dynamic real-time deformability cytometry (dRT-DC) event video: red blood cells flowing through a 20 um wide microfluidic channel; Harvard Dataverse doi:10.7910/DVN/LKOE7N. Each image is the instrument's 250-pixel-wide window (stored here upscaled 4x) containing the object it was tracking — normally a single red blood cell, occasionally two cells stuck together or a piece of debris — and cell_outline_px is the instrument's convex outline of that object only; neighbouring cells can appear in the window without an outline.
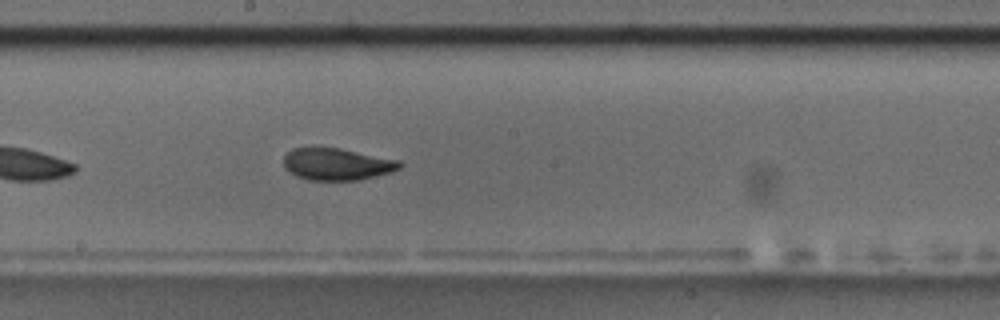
{"species": "common noctule bat (a hibernating species)", "species_latin": "Nyctalus noctula", "temperature_condition": "room temperature", "stored_images_in_passage": 36, "camera_frame_rate_fps": 3000, "um_per_image_px": 0.085, "animal": {"sex": "male", "body_mass_g": 17.5, "forearm_length_mm": 52.3}, "frame": {"image": 1, "passage_image": 16, "time_ms": 5.0, "image_size_px": [1000, 320], "cell_outline_px": [[404, 164], [400, 168], [392, 172], [360, 180], [308, 180], [296, 176], [284, 168], [284, 156], [292, 148], [316, 144], [340, 148], [400, 160]], "centroid_in_image_um": [28.61, 13.91], "position_along_channel_um": 219.6, "area_um2": 22.43}, "authors_computed_cell_mechanics": {"area_um2": 21.1259, "velocity_mm_per_s": 3.7123, "shape_relaxation_time_tau1_ms": null, "shape_relaxation_time_tau2_ms": 1.1107, "deformation_change_tau1": null, "deformation_change_tau2": 0.0611}}